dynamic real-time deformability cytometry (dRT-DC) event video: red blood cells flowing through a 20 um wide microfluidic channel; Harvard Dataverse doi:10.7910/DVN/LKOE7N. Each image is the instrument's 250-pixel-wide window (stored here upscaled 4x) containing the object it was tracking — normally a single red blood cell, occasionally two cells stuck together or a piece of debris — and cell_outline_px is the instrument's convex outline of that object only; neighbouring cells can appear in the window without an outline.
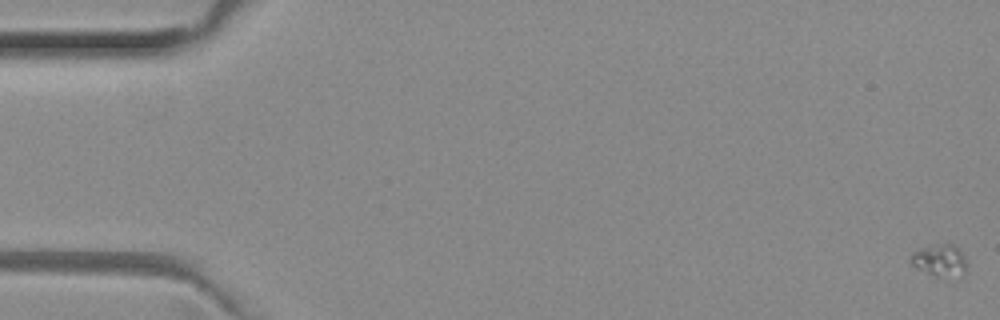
{"species": "common noctule bat (a hibernating species)", "species_latin": "Nyctalus noctula", "temperature_condition": "room temperature", "stored_images_in_passage": 12, "camera_frame_rate_fps": 3000, "um_per_image_px": 0.085, "animal": {"sex": "female", "body_mass_g": 29.2, "forearm_length_mm": 56.3}, "frame": {"image": 1, "passage_image": 1, "time_ms": 0.0, "image_size_px": [1000, 320], "cell_outline_px": [[968, 264], [964, 276], [960, 280], [936, 276], [916, 268], [912, 264], [912, 252], [920, 248], [940, 244], [952, 244], [960, 248]], "centroid_in_image_um": [79.99, 22.18], "position_along_channel_um": 5.0, "area_um2": 10.87}}